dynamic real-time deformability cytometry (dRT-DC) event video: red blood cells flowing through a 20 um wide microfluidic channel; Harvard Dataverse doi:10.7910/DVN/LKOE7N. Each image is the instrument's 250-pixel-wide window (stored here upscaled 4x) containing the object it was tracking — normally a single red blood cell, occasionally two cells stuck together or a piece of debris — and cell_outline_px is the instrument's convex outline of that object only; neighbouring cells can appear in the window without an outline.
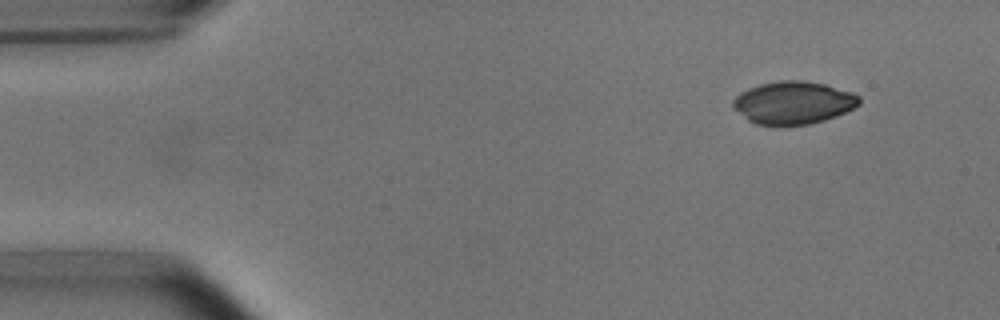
{"species": "common noctule bat (a hibernating species)", "species_latin": "Nyctalus noctula", "temperature_condition": "room temperature", "stored_images_in_passage": 2, "camera_frame_rate_fps": 3000, "um_per_image_px": 0.085, "animal": {"sex": "male", "body_mass_g": 15.6}, "frame": {"image": 1, "passage_image": 2, "time_ms": 1.333, "image_size_px": [1000, 320], "cell_outline_px": [[860, 104], [836, 116], [824, 120], [808, 124], [756, 124], [748, 120], [732, 108], [732, 100], [740, 92], [748, 88], [760, 84], [780, 80], [800, 80], [824, 84], [852, 92], [860, 96]], "centroid_in_image_um": [67.41, 8.71], "position_along_channel_um": 17.6, "area_um2": 31.15}}